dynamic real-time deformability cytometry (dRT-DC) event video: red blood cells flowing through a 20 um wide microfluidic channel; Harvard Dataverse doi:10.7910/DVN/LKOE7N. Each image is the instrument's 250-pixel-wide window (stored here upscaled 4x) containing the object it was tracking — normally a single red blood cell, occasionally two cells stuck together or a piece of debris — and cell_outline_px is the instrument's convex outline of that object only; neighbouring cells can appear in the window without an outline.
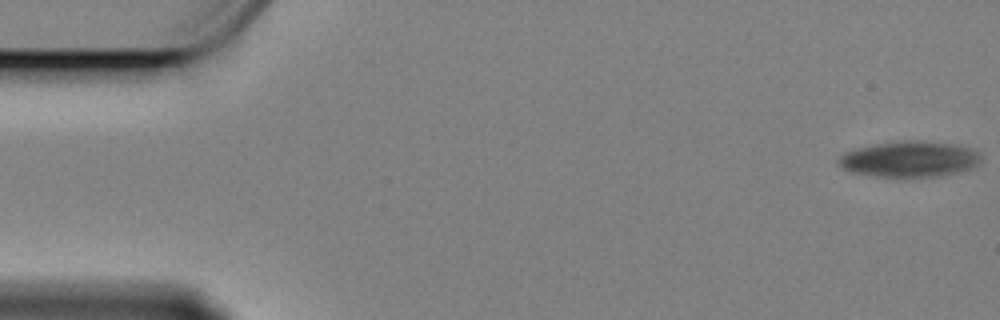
{"species": "Egyptian fruit bat (a non-hibernating species)", "species_latin": "Rousettus aegyptiacus", "temperature_condition": "cold", "stored_images_in_passage": 61, "camera_frame_rate_fps": 3000, "um_per_image_px": 0.085, "animal": {"sex": "female"}, "frame": {"image": 1, "passage_image": 1, "time_ms": 0.0, "image_size_px": [1000, 320], "cell_outline_px": [[980, 160], [972, 168], [960, 172], [940, 176], [900, 180], [872, 176], [852, 172], [844, 168], [836, 160], [844, 152], [856, 148], [876, 144], [908, 140], [924, 140], [952, 144], [972, 148], [980, 156]], "centroid_in_image_um": [77.29, 13.57], "position_along_channel_um": 7.7, "area_um2": 30.52}}
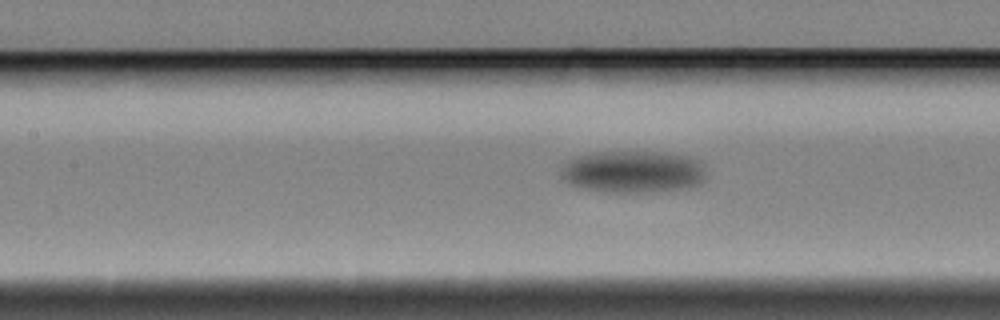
{"frame": {"image": 2, "passage_image": 26, "time_ms": 8.333, "image_size_px": [1000, 320], "cell_outline_px": [[704, 180], [700, 184], [680, 188], [644, 192], [620, 192], [588, 188], [572, 184], [564, 180], [560, 176], [560, 168], [568, 160], [576, 156], [592, 152], [656, 152], [688, 156], [700, 160], [704, 172]], "centroid_in_image_um": [53.78, 14.57], "position_along_channel_um": 153.6, "area_um2": 35.14}}
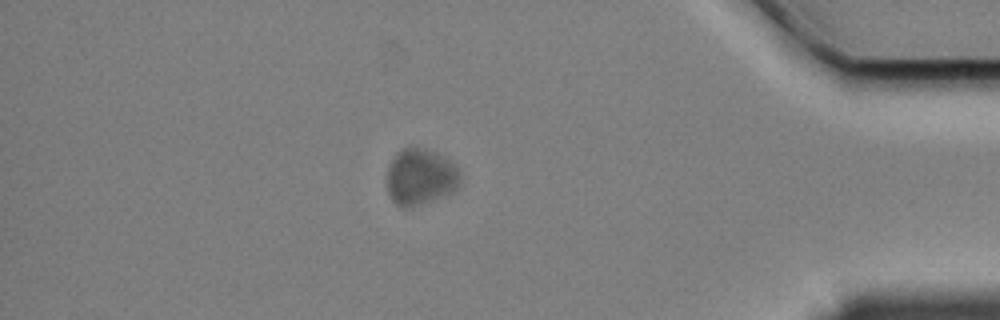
{"frame": {"image": 3, "passage_image": 52, "time_ms": 17.0, "image_size_px": [1000, 320], "cell_outline_px": [[460, 180], [456, 188], [452, 192], [404, 208], [396, 204], [392, 200], [388, 192], [388, 168], [396, 152], [400, 148], [408, 144], [416, 144], [448, 160], [456, 168], [460, 176]], "centroid_in_image_um": [35.68, 14.97], "position_along_channel_um": 399.5, "area_um2": 23.64}}